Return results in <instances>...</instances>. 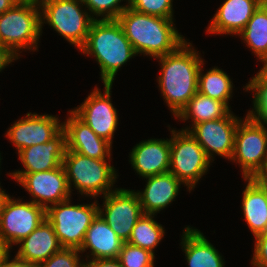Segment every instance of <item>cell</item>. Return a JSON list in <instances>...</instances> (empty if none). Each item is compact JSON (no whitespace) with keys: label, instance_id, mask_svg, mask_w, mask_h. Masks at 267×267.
<instances>
[{"label":"cell","instance_id":"6da1fadb","mask_svg":"<svg viewBox=\"0 0 267 267\" xmlns=\"http://www.w3.org/2000/svg\"><path fill=\"white\" fill-rule=\"evenodd\" d=\"M186 40L175 51L155 58L161 67L158 87L170 112L176 117L198 92V73L204 63L200 52Z\"/></svg>","mask_w":267,"mask_h":267},{"label":"cell","instance_id":"7a4b0ae2","mask_svg":"<svg viewBox=\"0 0 267 267\" xmlns=\"http://www.w3.org/2000/svg\"><path fill=\"white\" fill-rule=\"evenodd\" d=\"M126 38L138 55L158 58L175 51L187 39L174 19L143 14L127 7L117 18Z\"/></svg>","mask_w":267,"mask_h":267},{"label":"cell","instance_id":"3957f363","mask_svg":"<svg viewBox=\"0 0 267 267\" xmlns=\"http://www.w3.org/2000/svg\"><path fill=\"white\" fill-rule=\"evenodd\" d=\"M79 51L95 57L103 84L112 85L119 69L137 55L117 19H95Z\"/></svg>","mask_w":267,"mask_h":267},{"label":"cell","instance_id":"277c9868","mask_svg":"<svg viewBox=\"0 0 267 267\" xmlns=\"http://www.w3.org/2000/svg\"><path fill=\"white\" fill-rule=\"evenodd\" d=\"M42 32L39 2L20 0L0 15V49L12 62L24 50L38 51Z\"/></svg>","mask_w":267,"mask_h":267},{"label":"cell","instance_id":"5b68a950","mask_svg":"<svg viewBox=\"0 0 267 267\" xmlns=\"http://www.w3.org/2000/svg\"><path fill=\"white\" fill-rule=\"evenodd\" d=\"M109 162L111 160L94 159L74 151L65 150L62 164L66 171L71 193L72 188H75L82 196L96 199L100 195L103 197L114 191L116 188L113 186H115L119 175L115 167Z\"/></svg>","mask_w":267,"mask_h":267},{"label":"cell","instance_id":"8992f818","mask_svg":"<svg viewBox=\"0 0 267 267\" xmlns=\"http://www.w3.org/2000/svg\"><path fill=\"white\" fill-rule=\"evenodd\" d=\"M39 5L41 28L44 23L49 24L58 35L77 49L85 44L94 19L82 0H41Z\"/></svg>","mask_w":267,"mask_h":267},{"label":"cell","instance_id":"52a82bcc","mask_svg":"<svg viewBox=\"0 0 267 267\" xmlns=\"http://www.w3.org/2000/svg\"><path fill=\"white\" fill-rule=\"evenodd\" d=\"M71 198L50 206L46 210V219L52 224L62 248L80 249L86 231L98 215V200L75 204Z\"/></svg>","mask_w":267,"mask_h":267},{"label":"cell","instance_id":"ba28073f","mask_svg":"<svg viewBox=\"0 0 267 267\" xmlns=\"http://www.w3.org/2000/svg\"><path fill=\"white\" fill-rule=\"evenodd\" d=\"M170 129L171 127L169 172L174 174L190 193L209 171L213 162L188 131Z\"/></svg>","mask_w":267,"mask_h":267},{"label":"cell","instance_id":"9c48e42d","mask_svg":"<svg viewBox=\"0 0 267 267\" xmlns=\"http://www.w3.org/2000/svg\"><path fill=\"white\" fill-rule=\"evenodd\" d=\"M230 161L239 164L243 178H255L267 166V127L248 113L237 125Z\"/></svg>","mask_w":267,"mask_h":267},{"label":"cell","instance_id":"30bf717a","mask_svg":"<svg viewBox=\"0 0 267 267\" xmlns=\"http://www.w3.org/2000/svg\"><path fill=\"white\" fill-rule=\"evenodd\" d=\"M19 186L31 195V202L47 210L50 206L66 201L71 196L63 164L48 171L34 173H8ZM21 184V185H20Z\"/></svg>","mask_w":267,"mask_h":267},{"label":"cell","instance_id":"8fae6325","mask_svg":"<svg viewBox=\"0 0 267 267\" xmlns=\"http://www.w3.org/2000/svg\"><path fill=\"white\" fill-rule=\"evenodd\" d=\"M46 218V210L21 198L6 199L0 214V238L12 249Z\"/></svg>","mask_w":267,"mask_h":267},{"label":"cell","instance_id":"7c38bea8","mask_svg":"<svg viewBox=\"0 0 267 267\" xmlns=\"http://www.w3.org/2000/svg\"><path fill=\"white\" fill-rule=\"evenodd\" d=\"M102 206L98 203V214L124 242L131 236L132 229L143 215L135 190L116 188L103 196Z\"/></svg>","mask_w":267,"mask_h":267},{"label":"cell","instance_id":"4fadbf2b","mask_svg":"<svg viewBox=\"0 0 267 267\" xmlns=\"http://www.w3.org/2000/svg\"><path fill=\"white\" fill-rule=\"evenodd\" d=\"M241 119L243 118L230 111L221 119L197 123L191 127L187 125L181 130L188 131L193 136L212 162L215 155L230 161L234 152L237 125Z\"/></svg>","mask_w":267,"mask_h":267},{"label":"cell","instance_id":"5bb4252c","mask_svg":"<svg viewBox=\"0 0 267 267\" xmlns=\"http://www.w3.org/2000/svg\"><path fill=\"white\" fill-rule=\"evenodd\" d=\"M104 89L103 94L101 89L94 87L84 102L71 110L99 137L113 144L119 123L118 111L111 101L112 84H104Z\"/></svg>","mask_w":267,"mask_h":267},{"label":"cell","instance_id":"9a60e30c","mask_svg":"<svg viewBox=\"0 0 267 267\" xmlns=\"http://www.w3.org/2000/svg\"><path fill=\"white\" fill-rule=\"evenodd\" d=\"M58 116L28 112L15 121L5 133L17 151L42 144L55 138L63 130Z\"/></svg>","mask_w":267,"mask_h":267},{"label":"cell","instance_id":"2e32d148","mask_svg":"<svg viewBox=\"0 0 267 267\" xmlns=\"http://www.w3.org/2000/svg\"><path fill=\"white\" fill-rule=\"evenodd\" d=\"M68 112V117L63 122V130L66 134V150L94 159L111 160L112 144L99 137L72 110Z\"/></svg>","mask_w":267,"mask_h":267},{"label":"cell","instance_id":"e0dca14e","mask_svg":"<svg viewBox=\"0 0 267 267\" xmlns=\"http://www.w3.org/2000/svg\"><path fill=\"white\" fill-rule=\"evenodd\" d=\"M128 157L131 167L142 178L169 172L170 138L142 140L132 148Z\"/></svg>","mask_w":267,"mask_h":267},{"label":"cell","instance_id":"ac0fdd59","mask_svg":"<svg viewBox=\"0 0 267 267\" xmlns=\"http://www.w3.org/2000/svg\"><path fill=\"white\" fill-rule=\"evenodd\" d=\"M260 5L261 0H225L211 19L207 34L237 36Z\"/></svg>","mask_w":267,"mask_h":267},{"label":"cell","instance_id":"d6986e66","mask_svg":"<svg viewBox=\"0 0 267 267\" xmlns=\"http://www.w3.org/2000/svg\"><path fill=\"white\" fill-rule=\"evenodd\" d=\"M66 150V134L62 130L52 140L33 145L17 152L24 169L11 173L48 171L62 165Z\"/></svg>","mask_w":267,"mask_h":267},{"label":"cell","instance_id":"ffe728a7","mask_svg":"<svg viewBox=\"0 0 267 267\" xmlns=\"http://www.w3.org/2000/svg\"><path fill=\"white\" fill-rule=\"evenodd\" d=\"M146 186L138 195L143 214H157L175 201L183 184L174 174L166 172L146 178Z\"/></svg>","mask_w":267,"mask_h":267},{"label":"cell","instance_id":"44dd1931","mask_svg":"<svg viewBox=\"0 0 267 267\" xmlns=\"http://www.w3.org/2000/svg\"><path fill=\"white\" fill-rule=\"evenodd\" d=\"M123 243L124 241L98 214L86 231L79 251L83 257V253L89 250L90 254H86L84 260L118 258Z\"/></svg>","mask_w":267,"mask_h":267},{"label":"cell","instance_id":"7402d4cb","mask_svg":"<svg viewBox=\"0 0 267 267\" xmlns=\"http://www.w3.org/2000/svg\"><path fill=\"white\" fill-rule=\"evenodd\" d=\"M17 245L19 249L15 255L36 266L62 248L52 224L46 218Z\"/></svg>","mask_w":267,"mask_h":267},{"label":"cell","instance_id":"603a6c76","mask_svg":"<svg viewBox=\"0 0 267 267\" xmlns=\"http://www.w3.org/2000/svg\"><path fill=\"white\" fill-rule=\"evenodd\" d=\"M181 237L180 245L188 267H225L223 256L200 230L187 226Z\"/></svg>","mask_w":267,"mask_h":267},{"label":"cell","instance_id":"cb8c5ba5","mask_svg":"<svg viewBox=\"0 0 267 267\" xmlns=\"http://www.w3.org/2000/svg\"><path fill=\"white\" fill-rule=\"evenodd\" d=\"M242 212L253 236L267 231V189L256 178H242Z\"/></svg>","mask_w":267,"mask_h":267},{"label":"cell","instance_id":"d4e9b609","mask_svg":"<svg viewBox=\"0 0 267 267\" xmlns=\"http://www.w3.org/2000/svg\"><path fill=\"white\" fill-rule=\"evenodd\" d=\"M230 111L223 102L197 92L175 118L185 122L191 119L193 126L197 123L221 119Z\"/></svg>","mask_w":267,"mask_h":267},{"label":"cell","instance_id":"484cf974","mask_svg":"<svg viewBox=\"0 0 267 267\" xmlns=\"http://www.w3.org/2000/svg\"><path fill=\"white\" fill-rule=\"evenodd\" d=\"M204 64L202 63L198 73V92L212 99L223 102L230 110L229 100L233 96V81L227 72L222 69L212 67L204 73Z\"/></svg>","mask_w":267,"mask_h":267},{"label":"cell","instance_id":"4316f807","mask_svg":"<svg viewBox=\"0 0 267 267\" xmlns=\"http://www.w3.org/2000/svg\"><path fill=\"white\" fill-rule=\"evenodd\" d=\"M238 36L254 53L257 60L260 61L267 55V11L262 5L254 12Z\"/></svg>","mask_w":267,"mask_h":267},{"label":"cell","instance_id":"83f0119b","mask_svg":"<svg viewBox=\"0 0 267 267\" xmlns=\"http://www.w3.org/2000/svg\"><path fill=\"white\" fill-rule=\"evenodd\" d=\"M156 214H143L132 229L128 243L155 253L165 236V228L154 218Z\"/></svg>","mask_w":267,"mask_h":267},{"label":"cell","instance_id":"f1b7e54d","mask_svg":"<svg viewBox=\"0 0 267 267\" xmlns=\"http://www.w3.org/2000/svg\"><path fill=\"white\" fill-rule=\"evenodd\" d=\"M244 91L253 92L252 110H248V114L256 119L259 123L267 127V82H265L258 74L253 76L246 83Z\"/></svg>","mask_w":267,"mask_h":267},{"label":"cell","instance_id":"f546056e","mask_svg":"<svg viewBox=\"0 0 267 267\" xmlns=\"http://www.w3.org/2000/svg\"><path fill=\"white\" fill-rule=\"evenodd\" d=\"M82 0L90 16L95 20L117 19L129 7V0ZM96 18H95V17ZM101 17V18H100Z\"/></svg>","mask_w":267,"mask_h":267},{"label":"cell","instance_id":"4dcf8cb0","mask_svg":"<svg viewBox=\"0 0 267 267\" xmlns=\"http://www.w3.org/2000/svg\"><path fill=\"white\" fill-rule=\"evenodd\" d=\"M118 259L122 267H154L155 254L147 249L124 242Z\"/></svg>","mask_w":267,"mask_h":267},{"label":"cell","instance_id":"1f68e13d","mask_svg":"<svg viewBox=\"0 0 267 267\" xmlns=\"http://www.w3.org/2000/svg\"><path fill=\"white\" fill-rule=\"evenodd\" d=\"M128 3L137 12L174 19L173 0H129Z\"/></svg>","mask_w":267,"mask_h":267},{"label":"cell","instance_id":"d6a6232c","mask_svg":"<svg viewBox=\"0 0 267 267\" xmlns=\"http://www.w3.org/2000/svg\"><path fill=\"white\" fill-rule=\"evenodd\" d=\"M80 254L78 249L61 248L36 267H84V259Z\"/></svg>","mask_w":267,"mask_h":267},{"label":"cell","instance_id":"836d02e7","mask_svg":"<svg viewBox=\"0 0 267 267\" xmlns=\"http://www.w3.org/2000/svg\"><path fill=\"white\" fill-rule=\"evenodd\" d=\"M254 238V253L250 263L252 267H267V231Z\"/></svg>","mask_w":267,"mask_h":267},{"label":"cell","instance_id":"e575fe53","mask_svg":"<svg viewBox=\"0 0 267 267\" xmlns=\"http://www.w3.org/2000/svg\"><path fill=\"white\" fill-rule=\"evenodd\" d=\"M84 267H122L118 258L92 259L84 261Z\"/></svg>","mask_w":267,"mask_h":267},{"label":"cell","instance_id":"d590c367","mask_svg":"<svg viewBox=\"0 0 267 267\" xmlns=\"http://www.w3.org/2000/svg\"><path fill=\"white\" fill-rule=\"evenodd\" d=\"M10 257L11 256L9 255L5 259V261L2 263L1 267H36V265L20 259L16 255L12 259Z\"/></svg>","mask_w":267,"mask_h":267},{"label":"cell","instance_id":"8d00e7d4","mask_svg":"<svg viewBox=\"0 0 267 267\" xmlns=\"http://www.w3.org/2000/svg\"><path fill=\"white\" fill-rule=\"evenodd\" d=\"M11 248L0 238V267L5 259L11 255Z\"/></svg>","mask_w":267,"mask_h":267},{"label":"cell","instance_id":"74e56055","mask_svg":"<svg viewBox=\"0 0 267 267\" xmlns=\"http://www.w3.org/2000/svg\"><path fill=\"white\" fill-rule=\"evenodd\" d=\"M20 0H0V15L12 8Z\"/></svg>","mask_w":267,"mask_h":267},{"label":"cell","instance_id":"f35d334b","mask_svg":"<svg viewBox=\"0 0 267 267\" xmlns=\"http://www.w3.org/2000/svg\"><path fill=\"white\" fill-rule=\"evenodd\" d=\"M260 62H262V67H260V70L257 72V74L265 81L267 82V55H265Z\"/></svg>","mask_w":267,"mask_h":267},{"label":"cell","instance_id":"ab89813d","mask_svg":"<svg viewBox=\"0 0 267 267\" xmlns=\"http://www.w3.org/2000/svg\"><path fill=\"white\" fill-rule=\"evenodd\" d=\"M12 61L10 58L0 49V72L3 71V69L6 68V66H9Z\"/></svg>","mask_w":267,"mask_h":267},{"label":"cell","instance_id":"60d3db41","mask_svg":"<svg viewBox=\"0 0 267 267\" xmlns=\"http://www.w3.org/2000/svg\"><path fill=\"white\" fill-rule=\"evenodd\" d=\"M255 178L267 189V166Z\"/></svg>","mask_w":267,"mask_h":267},{"label":"cell","instance_id":"b9f144b4","mask_svg":"<svg viewBox=\"0 0 267 267\" xmlns=\"http://www.w3.org/2000/svg\"><path fill=\"white\" fill-rule=\"evenodd\" d=\"M8 197H9V194H7L5 190L2 189L0 186V214L2 213L4 203Z\"/></svg>","mask_w":267,"mask_h":267},{"label":"cell","instance_id":"7bdbcfd3","mask_svg":"<svg viewBox=\"0 0 267 267\" xmlns=\"http://www.w3.org/2000/svg\"><path fill=\"white\" fill-rule=\"evenodd\" d=\"M261 5L267 11V0H261Z\"/></svg>","mask_w":267,"mask_h":267},{"label":"cell","instance_id":"ee69618b","mask_svg":"<svg viewBox=\"0 0 267 267\" xmlns=\"http://www.w3.org/2000/svg\"><path fill=\"white\" fill-rule=\"evenodd\" d=\"M2 156H1V153H0V166H1V160H2V158H1ZM1 168V167H0ZM1 184V183H0Z\"/></svg>","mask_w":267,"mask_h":267},{"label":"cell","instance_id":"f6af8a7d","mask_svg":"<svg viewBox=\"0 0 267 267\" xmlns=\"http://www.w3.org/2000/svg\"><path fill=\"white\" fill-rule=\"evenodd\" d=\"M29 1H36V2H40L41 0H29Z\"/></svg>","mask_w":267,"mask_h":267}]
</instances>
